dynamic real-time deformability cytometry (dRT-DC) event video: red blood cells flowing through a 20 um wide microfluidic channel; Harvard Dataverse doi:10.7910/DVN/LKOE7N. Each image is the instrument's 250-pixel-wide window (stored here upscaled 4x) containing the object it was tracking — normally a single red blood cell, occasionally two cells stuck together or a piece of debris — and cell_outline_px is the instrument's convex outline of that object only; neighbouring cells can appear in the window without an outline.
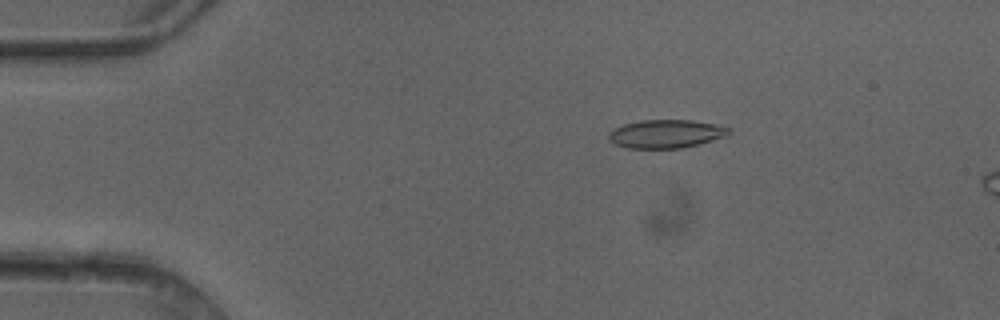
{"species": "common noctule bat (a hibernating species)", "species_latin": "Nyctalus noctula", "temperature_condition": "cold", "stored_images_in_passage": 5, "camera_frame_rate_fps": 3000, "um_per_image_px": 0.085, "animal": {"sex": "female"}, "frame": {"image": 1, "passage_image": 5, "time_ms": 1.333, "image_size_px": [1000, 320], "cell_outline_px": [[732, 132], [724, 136], [696, 144], [680, 148], [628, 148], [616, 144], [608, 136], [608, 132], [624, 124], [640, 120], [692, 120], [732, 128]], "centroid_in_image_um": [56.6, 11.36], "position_along_channel_um": 28.4, "area_um2": 19.48}}